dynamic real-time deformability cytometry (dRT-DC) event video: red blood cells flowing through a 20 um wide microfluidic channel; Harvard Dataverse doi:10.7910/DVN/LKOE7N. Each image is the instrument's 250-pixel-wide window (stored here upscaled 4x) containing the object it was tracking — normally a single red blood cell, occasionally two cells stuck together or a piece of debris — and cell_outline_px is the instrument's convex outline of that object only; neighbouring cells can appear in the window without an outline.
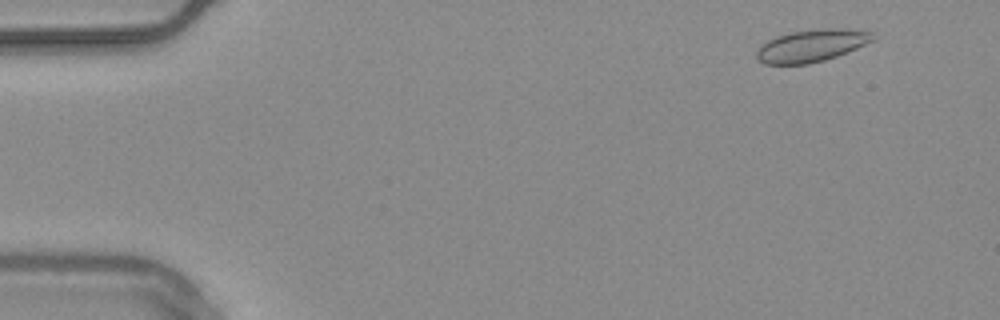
{"species": "common noctule bat (a hibernating species)", "species_latin": "Nyctalus noctula", "temperature_condition": "warm", "stored_images_in_passage": 54, "camera_frame_rate_fps": 3000, "um_per_image_px": 0.085, "animal": {"sex": "male", "body_mass_g": 20.4}, "frame": {"image": 1, "passage_image": 4, "time_ms": 1.0, "image_size_px": [1000, 320], "cell_outline_px": [[876, 40], [836, 56], [824, 60], [808, 64], [764, 64], [756, 60], [756, 52], [768, 40], [776, 36], [792, 32], [824, 28], [844, 28], [872, 32]], "centroid_in_image_um": [68.99, 3.88], "position_along_channel_um": 16.0, "area_um2": 21.79}}
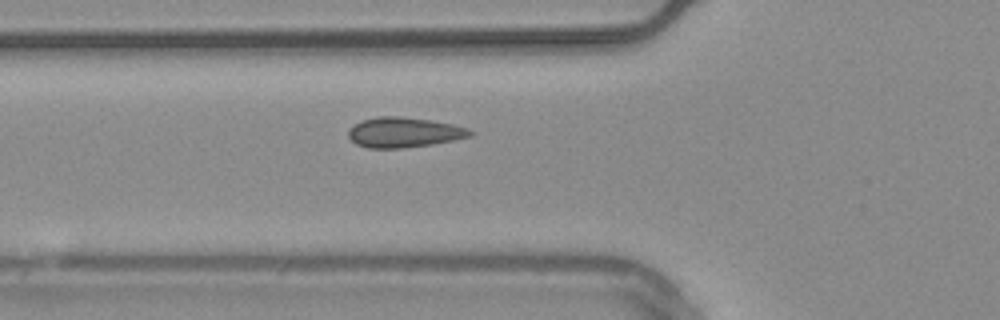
{"frame": {"image": 2, "passage_image": 19, "time_ms": 6.0, "image_size_px": [1000, 320], "cell_outline_px": [[476, 132], [472, 136], [432, 144], [404, 148], [368, 148], [356, 144], [348, 136], [348, 128], [352, 124], [360, 120], [376, 116], [400, 116], [432, 120], [452, 124], [468, 128]], "centroid_in_image_um": [34.31, 11.24], "position_along_channel_um": 91.5, "area_um2": 21.68}}
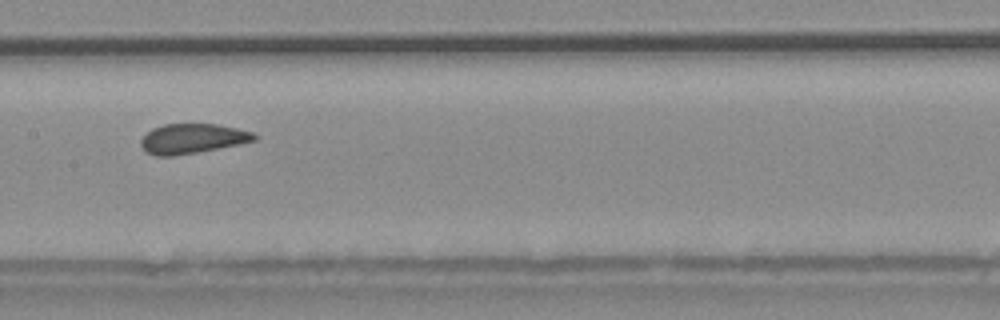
{"frame": {"image": 3, "passage_image": 27, "time_ms": 8.667, "image_size_px": [1000, 320], "cell_outline_px": [[260, 136], [256, 140], [240, 144], [196, 152], [172, 156], [156, 156], [148, 152], [140, 144], [140, 140], [152, 128], [164, 124], [216, 124], [236, 128], [252, 132]], "centroid_in_image_um": [16.37, 11.77], "position_along_channel_um": 191.0, "area_um2": 19.54}}